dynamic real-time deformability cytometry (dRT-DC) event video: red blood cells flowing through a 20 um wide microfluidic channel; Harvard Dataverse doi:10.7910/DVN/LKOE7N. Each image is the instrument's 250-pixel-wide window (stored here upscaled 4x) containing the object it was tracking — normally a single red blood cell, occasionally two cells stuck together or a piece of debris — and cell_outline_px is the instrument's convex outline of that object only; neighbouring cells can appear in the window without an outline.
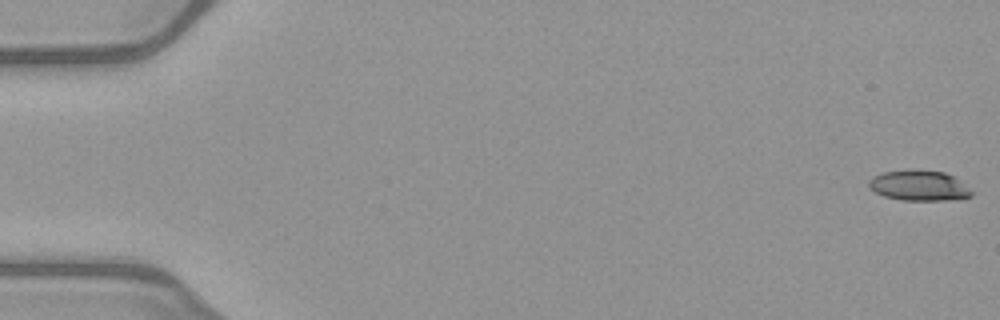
{"species": "common noctule bat (a hibernating species)", "species_latin": "Nyctalus noctula", "temperature_condition": "warm", "stored_images_in_passage": 12, "camera_frame_rate_fps": 3000, "um_per_image_px": 0.085, "animal": {"sex": "female", "body_mass_g": 21.9}, "frame": {"image": 1, "passage_image": 1, "time_ms": 0.0, "image_size_px": [1000, 320], "cell_outline_px": [[972, 196], [948, 200], [904, 200], [884, 196], [876, 192], [868, 184], [868, 180], [872, 176], [884, 172], [944, 172], [956, 176], [972, 192]], "centroid_in_image_um": [78.14, 15.8], "position_along_channel_um": 6.9, "area_um2": 17.46}}